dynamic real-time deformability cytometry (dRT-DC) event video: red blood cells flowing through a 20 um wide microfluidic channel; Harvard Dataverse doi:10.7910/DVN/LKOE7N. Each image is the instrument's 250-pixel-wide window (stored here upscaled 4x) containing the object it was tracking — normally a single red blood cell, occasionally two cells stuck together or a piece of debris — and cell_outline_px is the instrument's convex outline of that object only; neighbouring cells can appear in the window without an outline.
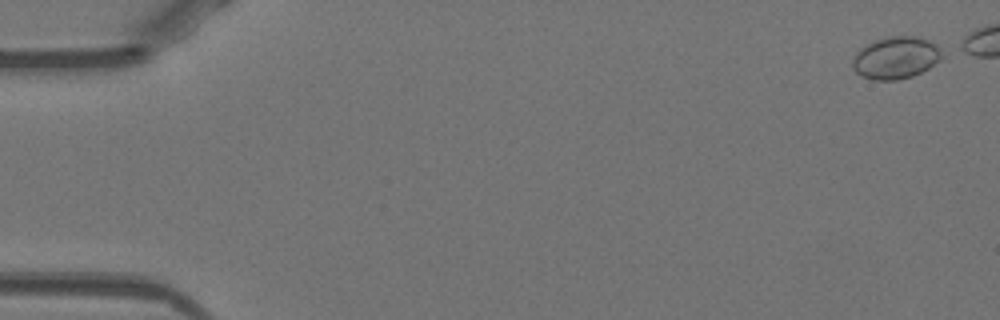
{"species": "Egyptian fruit bat (a non-hibernating species)", "species_latin": "Rousettus aegyptiacus", "temperature_condition": "warm", "stored_images_in_passage": 21, "camera_frame_rate_fps": 3000, "um_per_image_px": 0.085, "animal": {"sex": "female"}, "frame": {"image": 1, "passage_image": 1, "time_ms": 0.0, "image_size_px": [1000, 320], "cell_outline_px": [[944, 56], [940, 60], [928, 68], [912, 76], [896, 80], [872, 80], [856, 72], [852, 68], [852, 60], [856, 52], [860, 48], [876, 40], [888, 36], [916, 36], [928, 40], [936, 44]], "centroid_in_image_um": [76.14, 4.91], "position_along_channel_um": 8.9, "area_um2": 21.91}}
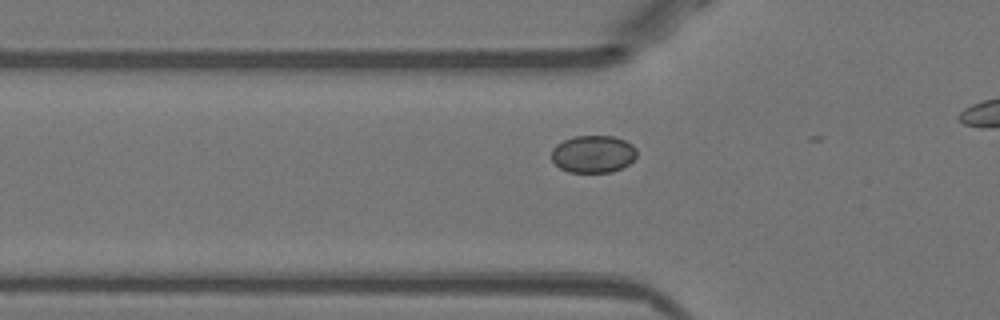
{"frame": {"image": 2, "passage_image": 17, "time_ms": 5.333, "image_size_px": [1000, 320], "cell_outline_px": [[636, 156], [628, 164], [612, 172], [568, 172], [560, 168], [552, 160], [552, 148], [556, 144], [572, 136], [612, 136], [624, 140], [632, 144], [636, 148]], "centroid_in_image_um": [50.4, 13.09], "position_along_channel_um": 75.4, "area_um2": 18.55}}
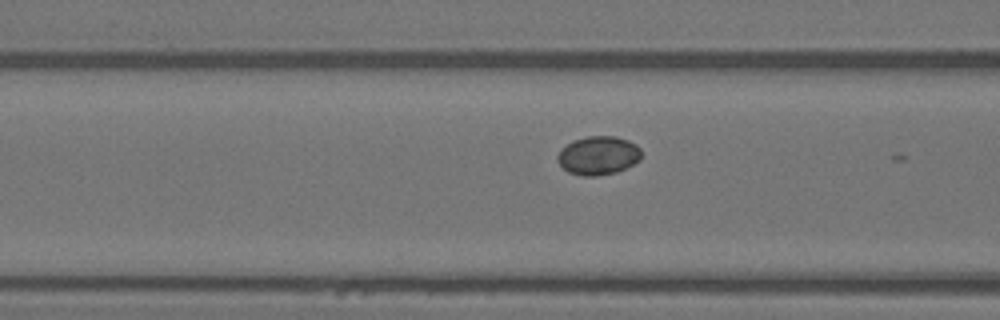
{"frame": {"image": 3, "passage_image": 20, "time_ms": 6.333, "image_size_px": [1000, 320], "cell_outline_px": [[640, 160], [616, 172], [596, 176], [580, 176], [568, 172], [556, 160], [556, 156], [560, 148], [572, 140], [588, 136], [616, 136], [628, 140], [636, 144], [640, 148]], "centroid_in_image_um": [50.81, 13.21], "position_along_channel_um": 115.8, "area_um2": 19.02}}